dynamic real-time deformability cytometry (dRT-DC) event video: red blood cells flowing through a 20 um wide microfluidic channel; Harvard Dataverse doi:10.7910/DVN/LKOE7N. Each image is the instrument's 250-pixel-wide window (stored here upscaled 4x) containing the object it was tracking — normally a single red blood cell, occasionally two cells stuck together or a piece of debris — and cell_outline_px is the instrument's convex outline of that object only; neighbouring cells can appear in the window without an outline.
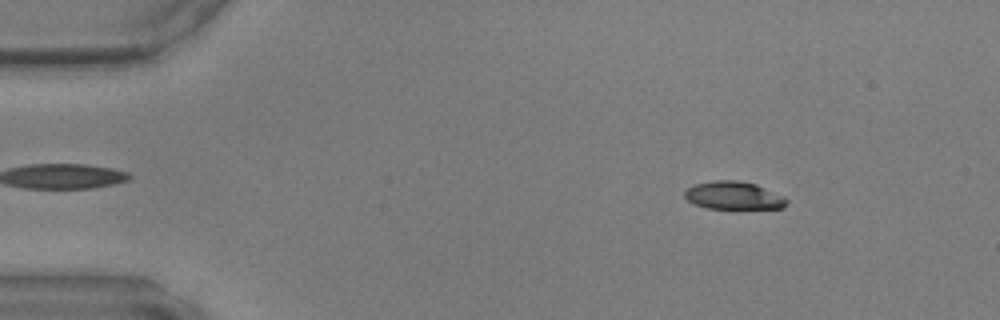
{"species": "common noctule bat (a hibernating species)", "species_latin": "Nyctalus noctula", "temperature_condition": "warm", "stored_images_in_passage": 47, "camera_frame_rate_fps": 3000, "um_per_image_px": 0.085, "animal": {"sex": "male", "body_mass_g": 17.9, "forearm_length_mm": 54.2}, "frame": {"image": 1, "passage_image": 6, "time_ms": 1.667, "image_size_px": [1000, 320], "cell_outline_px": [[788, 200], [784, 208], [736, 212], [708, 208], [696, 204], [688, 200], [684, 196], [684, 192], [688, 188], [696, 184], [716, 180], [736, 180], [756, 184], [784, 196]], "centroid_in_image_um": [62.43, 16.69], "position_along_channel_um": 22.6, "area_um2": 17.46}}
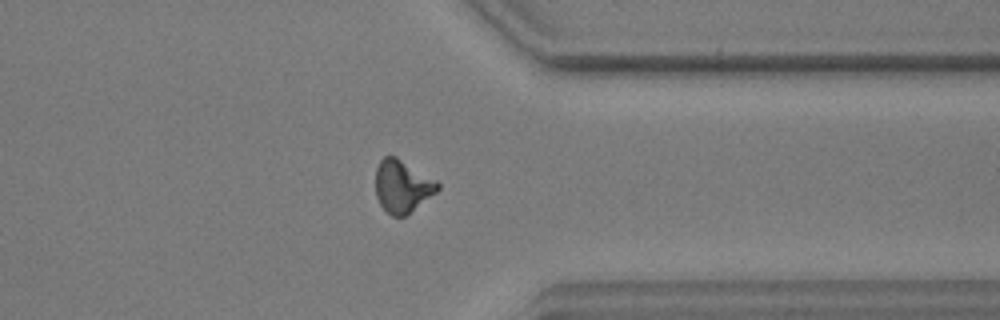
{"frame": {"image": 2, "passage_image": 37, "time_ms": 12.0, "image_size_px": [1000, 320], "cell_outline_px": [[440, 188], [436, 192], [404, 216], [392, 216], [380, 204], [376, 196], [376, 168], [380, 160], [384, 156], [396, 156], [436, 180], [440, 184]], "centroid_in_image_um": [34.18, 15.81], "position_along_channel_um": 377.2, "area_um2": 18.73}}
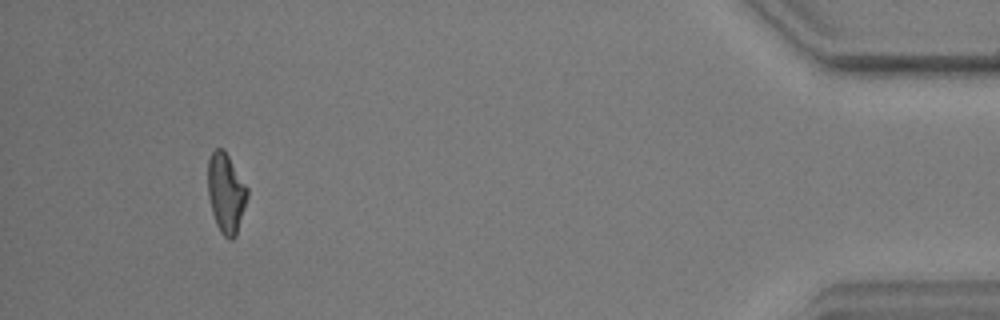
{"frame": {"image": 3, "passage_image": 44, "time_ms": 14.333, "image_size_px": [1000, 320], "cell_outline_px": [[248, 196], [236, 236], [232, 240], [228, 240], [220, 232], [216, 224], [212, 212], [208, 196], [208, 160], [212, 152], [216, 148], [224, 148], [248, 188]], "centroid_in_image_um": [19.21, 16.41], "position_along_channel_um": 416.0, "area_um2": 18.44}}